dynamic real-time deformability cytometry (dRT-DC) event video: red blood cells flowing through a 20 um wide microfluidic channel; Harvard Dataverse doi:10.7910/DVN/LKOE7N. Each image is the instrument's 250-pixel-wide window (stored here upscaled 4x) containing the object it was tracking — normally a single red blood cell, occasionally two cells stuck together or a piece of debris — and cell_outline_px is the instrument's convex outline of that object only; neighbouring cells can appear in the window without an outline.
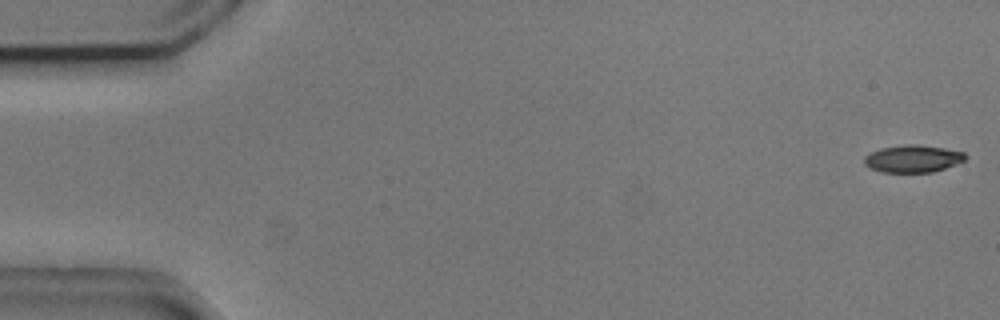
{"species": "common noctule bat (a hibernating species)", "species_latin": "Nyctalus noctula", "temperature_condition": "cold", "stored_images_in_passage": 51, "camera_frame_rate_fps": 3000, "um_per_image_px": 0.085, "animal": {"sex": "male", "body_mass_g": 20.5, "forearm_length_mm": 52.5}, "frame": {"image": 1, "passage_image": 1, "time_ms": 0.0, "image_size_px": [1000, 320], "cell_outline_px": [[968, 156], [964, 160], [944, 168], [932, 172], [880, 172], [864, 164], [864, 156], [880, 148], [908, 144], [916, 144], [944, 148], [964, 152]], "centroid_in_image_um": [77.58, 13.48], "position_along_channel_um": 7.4, "area_um2": 15.95}}
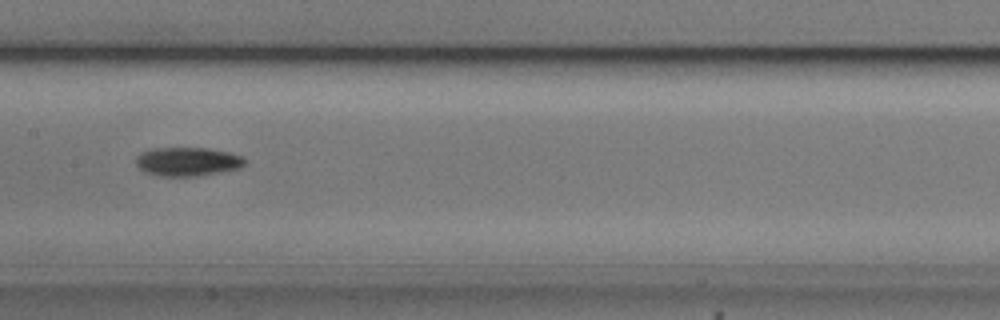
{"frame": {"image": 2, "passage_image": 27, "time_ms": 8.667, "image_size_px": [1000, 320], "cell_outline_px": [[248, 164], [240, 168], [196, 176], [160, 176], [144, 172], [136, 164], [136, 156], [140, 152], [152, 148], [208, 148], [228, 152], [240, 156], [248, 160]], "centroid_in_image_um": [15.94, 13.73], "position_along_channel_um": 191.5, "area_um2": 18.38}}
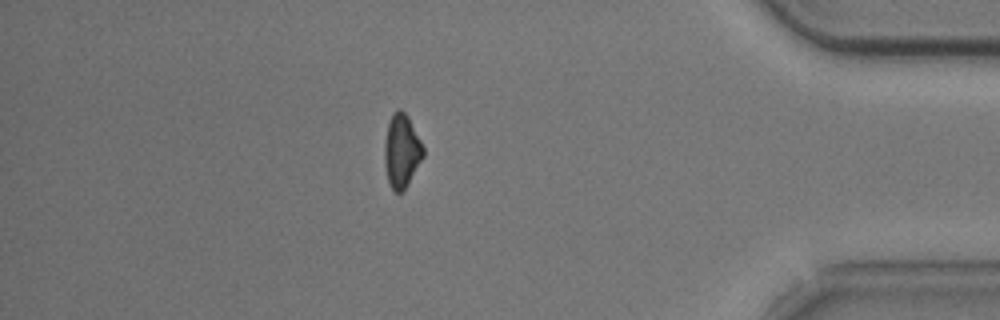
{"frame": {"image": 3, "passage_image": 47, "time_ms": 15.333, "image_size_px": [1000, 320], "cell_outline_px": [[424, 156], [404, 188], [400, 192], [396, 192], [388, 184], [384, 164], [384, 144], [388, 124], [392, 112], [396, 108], [400, 108], [408, 116], [424, 148]], "centroid_in_image_um": [34.11, 12.79], "position_along_channel_um": 401.1, "area_um2": 16.47}, "authors_computed_cell_mechanics": {"area_um2": 17.051, "velocity_mm_per_s": 3.7284, "shape_relaxation_time_tau1_ms": 3.5449, "shape_relaxation_time_tau2_ms": null, "deformation_change_tau1": 0.1319, "deformation_change_tau2": null}}